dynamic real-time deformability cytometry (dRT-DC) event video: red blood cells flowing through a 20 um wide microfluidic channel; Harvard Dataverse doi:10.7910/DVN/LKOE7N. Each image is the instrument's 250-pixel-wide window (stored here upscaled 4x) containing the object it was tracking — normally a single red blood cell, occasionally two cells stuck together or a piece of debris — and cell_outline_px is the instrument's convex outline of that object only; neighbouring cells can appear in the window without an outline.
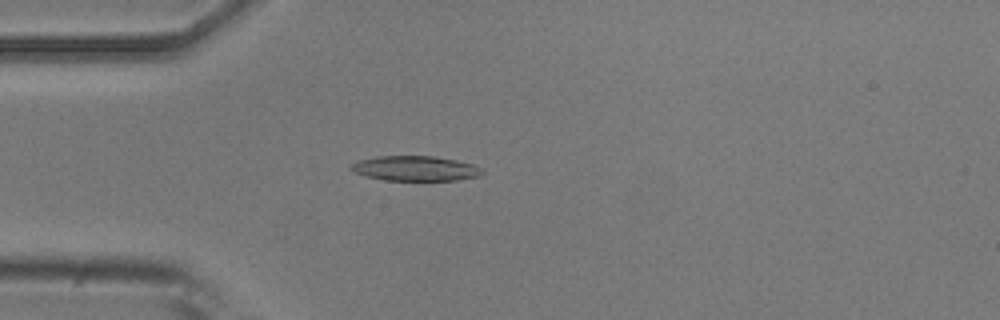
{"species": "common noctule bat (a hibernating species)", "species_latin": "Nyctalus noctula", "temperature_condition": "room temperature", "stored_images_in_passage": 51, "camera_frame_rate_fps": 3000, "um_per_image_px": 0.085, "animal": {"sex": "male", "body_mass_g": 20.5, "forearm_length_mm": 52.5}, "frame": {"image": 1, "passage_image": 13, "time_ms": 4.0, "image_size_px": [1000, 320], "cell_outline_px": [[484, 172], [480, 176], [456, 180], [384, 180], [368, 176], [356, 172], [348, 168], [356, 160], [376, 156], [432, 156], [456, 160], [472, 164], [480, 168]], "centroid_in_image_um": [35.29, 14.31], "position_along_channel_um": 49.7, "area_um2": 18.96}}
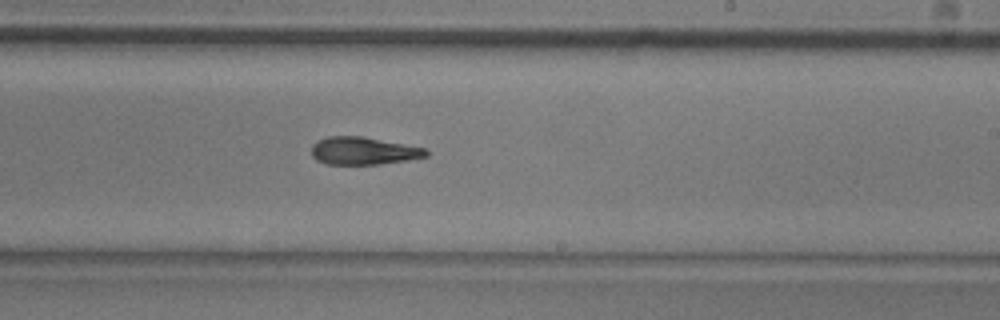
{"frame": {"image": 2, "passage_image": 30, "time_ms": 9.667, "image_size_px": [1000, 320], "cell_outline_px": [[428, 156], [408, 160], [380, 164], [324, 164], [316, 160], [312, 156], [312, 144], [316, 140], [328, 136], [360, 136], [424, 148], [428, 152]], "centroid_in_image_um": [30.83, 12.83], "position_along_channel_um": 258.2, "area_um2": 18.38}}
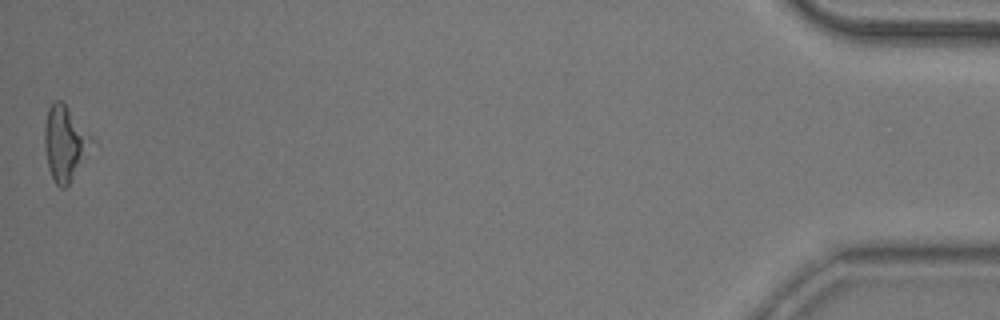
{"frame": {"image": 3, "passage_image": 51, "time_ms": 16.667, "image_size_px": [1000, 320], "cell_outline_px": [[92, 140], [72, 180], [64, 188], [60, 188], [56, 184], [48, 168], [44, 148], [44, 128], [48, 108], [52, 100], [60, 100], [68, 108], [92, 136]], "centroid_in_image_um": [5.46, 12.15], "position_along_channel_um": 429.7, "area_um2": 19.94}, "authors_computed_cell_mechanics": {"area_um2": 19.363, "velocity_mm_per_s": 3.8388, "shape_relaxation_time_tau1_ms": 2.3495, "shape_relaxation_time_tau2_ms": null, "deformation_change_tau1": 0.1114, "deformation_change_tau2": null}}